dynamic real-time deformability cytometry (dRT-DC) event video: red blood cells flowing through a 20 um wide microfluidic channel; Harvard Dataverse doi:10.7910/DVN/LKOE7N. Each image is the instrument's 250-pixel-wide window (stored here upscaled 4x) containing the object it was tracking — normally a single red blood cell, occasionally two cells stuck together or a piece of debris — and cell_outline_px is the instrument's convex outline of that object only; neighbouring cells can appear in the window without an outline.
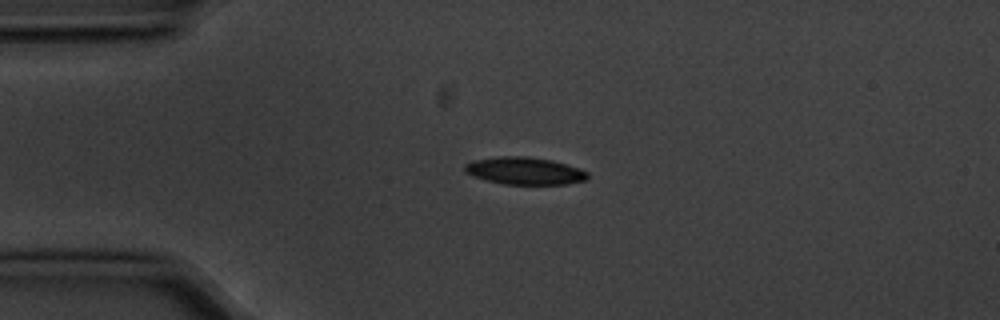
{"species": "common noctule bat (a hibernating species)", "species_latin": "Nyctalus noctula", "temperature_condition": "cold", "stored_images_in_passage": 3, "camera_frame_rate_fps": 3000, "um_per_image_px": 0.085, "animal": {"sex": "male", "body_mass_g": 20.1, "forearm_length_mm": 53.5}, "frame": {"image": 1, "passage_image": 1, "time_ms": 0.0, "image_size_px": [1000, 320], "cell_outline_px": [[588, 176], [584, 180], [564, 184], [504, 184], [484, 180], [472, 176], [464, 172], [464, 164], [476, 160], [500, 156], [524, 156], [552, 160], [568, 164], [580, 168], [588, 172]], "centroid_in_image_um": [44.57, 14.52], "position_along_channel_um": 40.4, "area_um2": 19.59}}